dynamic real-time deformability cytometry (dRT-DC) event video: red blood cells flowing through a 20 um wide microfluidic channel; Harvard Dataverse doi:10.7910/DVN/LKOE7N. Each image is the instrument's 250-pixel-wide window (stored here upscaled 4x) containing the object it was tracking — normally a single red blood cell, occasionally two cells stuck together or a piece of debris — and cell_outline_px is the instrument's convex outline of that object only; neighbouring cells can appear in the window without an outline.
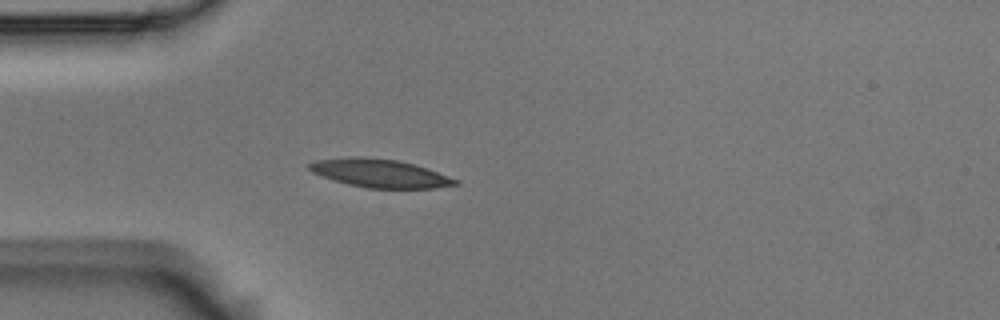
{"species": "Egyptian fruit bat (a non-hibernating species)", "species_latin": "Rousettus aegyptiacus", "temperature_condition": "room temperature", "stored_images_in_passage": 4, "camera_frame_rate_fps": 3000, "um_per_image_px": 0.085, "animal": {"sex": "male"}, "frame": {"image": 1, "passage_image": 4, "time_ms": 1.0, "image_size_px": [1000, 320], "cell_outline_px": [[460, 184], [436, 188], [368, 188], [348, 184], [320, 176], [312, 172], [308, 168], [308, 164], [316, 160], [356, 156], [396, 160], [416, 164], [428, 168], [460, 180]], "centroid_in_image_um": [32.32, 14.73], "position_along_channel_um": 52.7, "area_um2": 24.16}}